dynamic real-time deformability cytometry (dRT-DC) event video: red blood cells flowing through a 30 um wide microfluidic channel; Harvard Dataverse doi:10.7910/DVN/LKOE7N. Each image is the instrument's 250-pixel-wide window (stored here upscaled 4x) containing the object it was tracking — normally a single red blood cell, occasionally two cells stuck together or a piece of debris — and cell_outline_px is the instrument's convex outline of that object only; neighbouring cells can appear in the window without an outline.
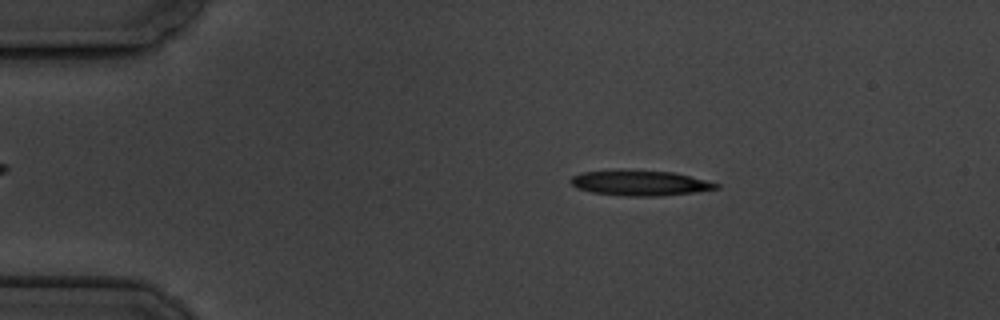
{"species": "common noctule bat (a hibernating species)", "species_latin": "Nyctalus noctula", "temperature_condition": "cold", "stored_images_in_passage": 3, "camera_frame_rate_fps": 3000, "um_per_image_px": 0.085, "animal": {"sex": "male", "body_mass_g": 19.5, "forearm_length_mm": 54.6}, "frame": {"image": 1, "passage_image": 2, "time_ms": 1.333, "image_size_px": [1000, 320], "cell_outline_px": [[720, 188], [692, 192], [660, 196], [628, 196], [592, 192], [576, 188], [568, 180], [572, 176], [580, 172], [620, 168], [672, 172], [720, 184]], "centroid_in_image_um": [54.3, 15.52], "position_along_channel_um": 30.7, "area_um2": 21.73}}